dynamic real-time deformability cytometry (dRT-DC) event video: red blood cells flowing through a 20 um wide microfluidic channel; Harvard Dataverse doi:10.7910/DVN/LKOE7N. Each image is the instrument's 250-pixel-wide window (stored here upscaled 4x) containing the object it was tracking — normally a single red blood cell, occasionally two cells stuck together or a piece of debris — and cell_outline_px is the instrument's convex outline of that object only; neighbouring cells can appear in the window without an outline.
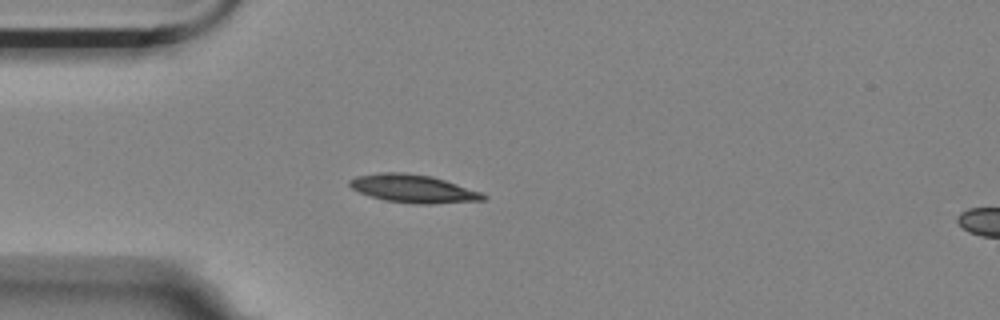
{"species": "Egyptian fruit bat (a non-hibernating species)", "species_latin": "Rousettus aegyptiacus", "temperature_condition": "room temperature", "stored_images_in_passage": 5, "camera_frame_rate_fps": 3000, "um_per_image_px": 0.085, "animal": {"sex": "female"}, "frame": {"image": 1, "passage_image": 4, "time_ms": 1.0, "image_size_px": [1000, 320], "cell_outline_px": [[488, 200], [432, 204], [416, 204], [384, 200], [360, 192], [352, 188], [348, 184], [348, 180], [356, 176], [380, 172], [400, 172], [432, 176], [484, 192], [488, 196]], "centroid_in_image_um": [35.19, 16.04], "position_along_channel_um": 49.8, "area_um2": 22.08}}